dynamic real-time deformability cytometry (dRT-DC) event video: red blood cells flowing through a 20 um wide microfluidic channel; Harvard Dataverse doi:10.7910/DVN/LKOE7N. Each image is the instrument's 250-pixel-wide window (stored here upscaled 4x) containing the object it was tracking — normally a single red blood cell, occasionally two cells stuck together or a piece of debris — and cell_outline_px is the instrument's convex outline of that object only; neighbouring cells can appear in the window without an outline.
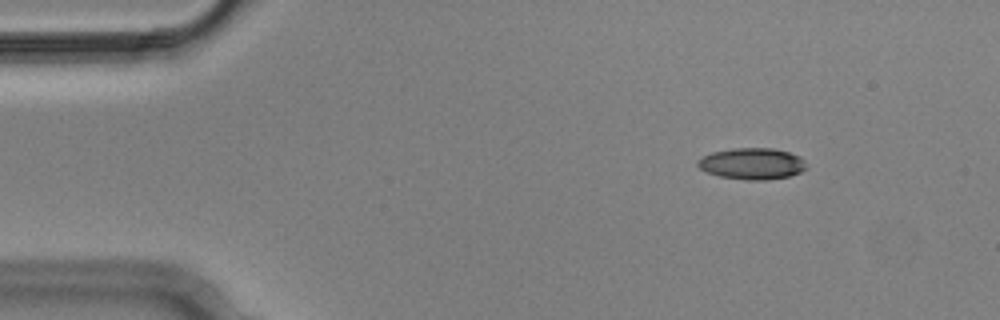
{"species": "Egyptian fruit bat (a non-hibernating species)", "species_latin": "Rousettus aegyptiacus", "temperature_condition": "cold", "stored_images_in_passage": 8, "camera_frame_rate_fps": 3000, "um_per_image_px": 0.085, "animal": {"sex": "male"}, "frame": {"image": 1, "passage_image": 2, "time_ms": 0.333, "image_size_px": [1000, 320], "cell_outline_px": [[808, 168], [800, 172], [788, 176], [768, 180], [748, 180], [720, 176], [708, 172], [700, 168], [696, 164], [696, 160], [712, 152], [732, 148], [772, 148], [788, 152], [800, 156], [804, 160]], "centroid_in_image_um": [63.94, 13.91], "position_along_channel_um": 21.1, "area_um2": 19.88}}
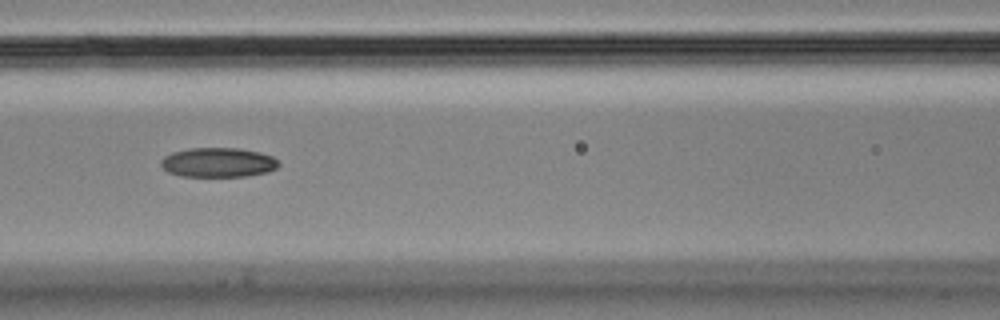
{"frame": {"image": 2, "passage_image": 6, "time_ms": 1.667, "image_size_px": [1000, 320], "cell_outline_px": [[280, 164], [276, 168], [268, 172], [248, 176], [180, 176], [168, 172], [160, 164], [160, 160], [164, 156], [172, 152], [188, 148], [240, 148], [260, 152], [272, 156]], "centroid_in_image_um": [18.53, 13.8], "position_along_channel_um": 148.1, "area_um2": 20.35}}
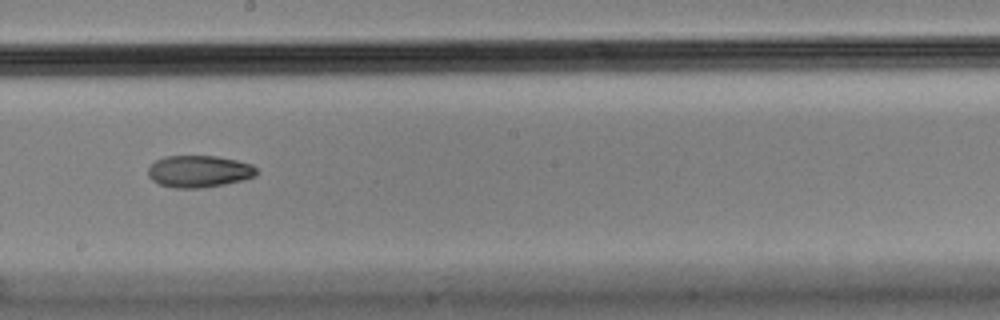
{"frame": {"image": 3, "passage_image": 8, "time_ms": 2.333, "image_size_px": [1000, 320], "cell_outline_px": [[256, 176], [224, 184], [200, 188], [172, 188], [160, 184], [152, 180], [148, 176], [148, 168], [156, 160], [164, 156], [216, 156], [236, 160], [252, 164], [256, 168]], "centroid_in_image_um": [16.89, 14.56], "position_along_channel_um": 231.3, "area_um2": 20.11}}